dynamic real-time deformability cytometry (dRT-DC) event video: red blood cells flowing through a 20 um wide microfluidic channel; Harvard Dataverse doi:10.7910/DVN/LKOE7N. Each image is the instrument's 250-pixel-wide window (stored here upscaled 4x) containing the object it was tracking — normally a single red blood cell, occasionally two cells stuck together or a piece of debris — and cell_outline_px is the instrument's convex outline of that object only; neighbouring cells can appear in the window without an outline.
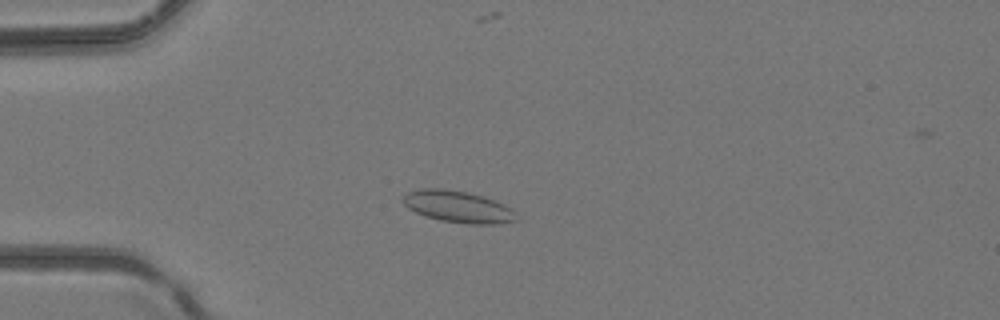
{"species": "common noctule bat (a hibernating species)", "species_latin": "Nyctalus noctula", "temperature_condition": "room temperature", "stored_images_in_passage": 5, "camera_frame_rate_fps": 3000, "um_per_image_px": 0.085, "animal": {"sex": "female", "body_mass_g": 24.6, "forearm_length_mm": 56.2}, "frame": {"image": 1, "passage_image": 4, "time_ms": 1.0, "image_size_px": [1000, 320], "cell_outline_px": [[520, 220], [496, 224], [468, 224], [440, 220], [424, 216], [408, 208], [404, 204], [404, 196], [408, 192], [420, 188], [440, 188], [468, 192], [504, 204], [512, 208]], "centroid_in_image_um": [38.95, 17.58], "position_along_channel_um": 46.0, "area_um2": 20.92}}